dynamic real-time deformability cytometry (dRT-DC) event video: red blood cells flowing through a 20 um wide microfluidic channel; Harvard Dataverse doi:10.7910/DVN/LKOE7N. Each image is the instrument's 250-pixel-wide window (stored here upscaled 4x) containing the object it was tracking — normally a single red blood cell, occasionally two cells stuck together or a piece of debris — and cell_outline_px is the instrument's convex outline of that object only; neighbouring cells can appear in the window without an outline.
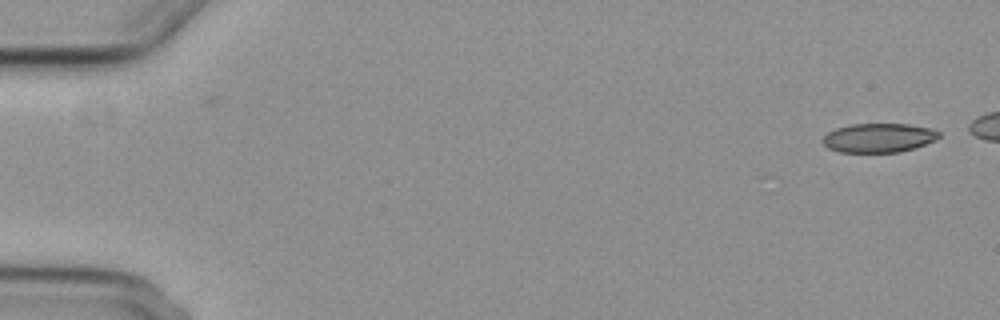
{"species": "common noctule bat (a hibernating species)", "species_latin": "Nyctalus noctula", "temperature_condition": "cold", "stored_images_in_passage": 2, "camera_frame_rate_fps": 3000, "um_per_image_px": 0.085, "animal": {"sex": "female", "body_mass_g": 29.2, "forearm_length_mm": 56.3}, "frame": {"image": 1, "passage_image": 2, "time_ms": 1.0, "image_size_px": [1000, 320], "cell_outline_px": [[940, 136], [936, 140], [900, 152], [840, 152], [828, 148], [820, 140], [828, 132], [836, 128], [852, 124], [908, 124], [932, 128], [940, 132]], "centroid_in_image_um": [74.68, 11.71], "position_along_channel_um": 10.3, "area_um2": 19.71}}